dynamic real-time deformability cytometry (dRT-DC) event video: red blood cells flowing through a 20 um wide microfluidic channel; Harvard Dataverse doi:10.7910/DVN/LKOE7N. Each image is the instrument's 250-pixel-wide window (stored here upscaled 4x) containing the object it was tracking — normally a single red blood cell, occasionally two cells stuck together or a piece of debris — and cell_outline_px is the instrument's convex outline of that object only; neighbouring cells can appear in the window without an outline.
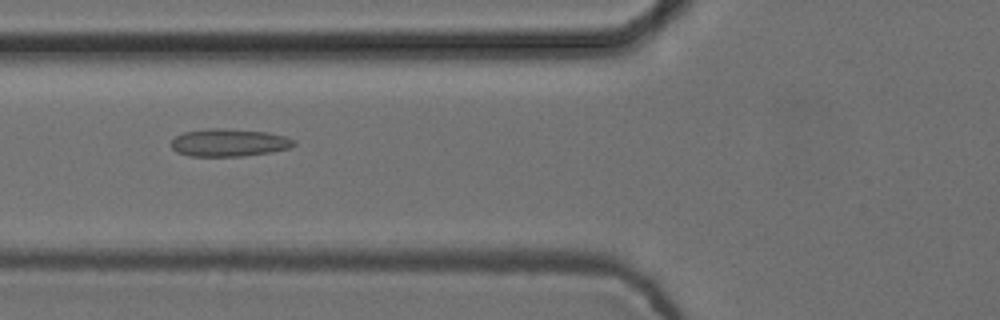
{"species": "common noctule bat (a hibernating species)", "species_latin": "Nyctalus noctula", "temperature_condition": "cold", "stored_images_in_passage": 55, "camera_frame_rate_fps": 3000, "um_per_image_px": 0.085, "animal": {"sex": "female", "body_mass_g": 24.6, "forearm_length_mm": 56.2}, "frame": {"image": 1, "passage_image": 21, "time_ms": 6.667, "image_size_px": [1000, 320], "cell_outline_px": [[296, 144], [288, 148], [272, 152], [244, 156], [188, 156], [176, 152], [172, 148], [172, 140], [176, 136], [184, 132], [208, 128], [220, 128], [268, 132], [284, 136], [296, 140]], "centroid_in_image_um": [19.47, 12.13], "position_along_channel_um": 106.3, "area_um2": 19.83}}
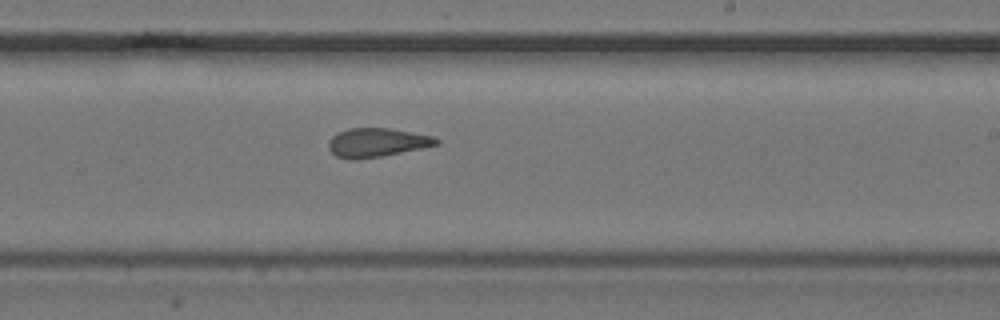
{"frame": {"image": 2, "passage_image": 33, "time_ms": 10.667, "image_size_px": [1000, 320], "cell_outline_px": [[440, 144], [380, 156], [356, 160], [352, 160], [336, 156], [328, 148], [328, 140], [332, 136], [348, 128], [392, 128], [432, 136], [440, 140]], "centroid_in_image_um": [32.01, 12.11], "position_along_channel_um": 257.0, "area_um2": 18.03}}
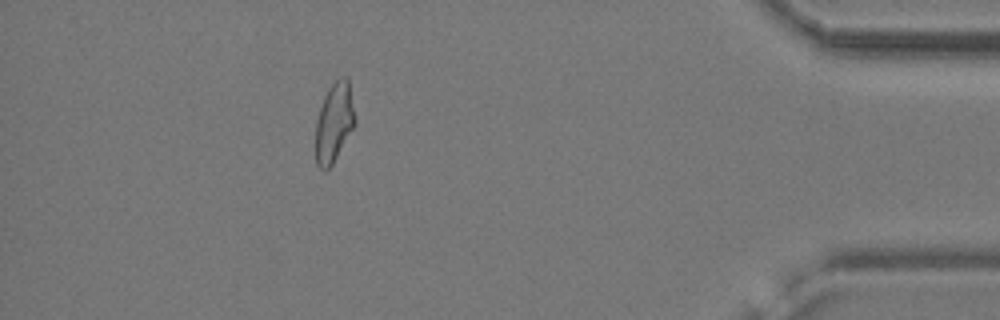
{"frame": {"image": 3, "passage_image": 49, "time_ms": 16.0, "image_size_px": [1000, 320], "cell_outline_px": [[356, 124], [332, 164], [324, 172], [316, 164], [316, 120], [324, 96], [328, 88], [340, 76], [348, 76], [356, 120]], "centroid_in_image_um": [28.41, 10.39], "position_along_channel_um": 406.8, "area_um2": 18.32}, "authors_computed_cell_mechanics": {"area_um2": 19.7098, "velocity_mm_per_s": 3.7511, "shape_relaxation_time_tau1_ms": null, "shape_relaxation_time_tau2_ms": 3.0306, "deformation_change_tau1": null, "deformation_change_tau2": 0.1025}}